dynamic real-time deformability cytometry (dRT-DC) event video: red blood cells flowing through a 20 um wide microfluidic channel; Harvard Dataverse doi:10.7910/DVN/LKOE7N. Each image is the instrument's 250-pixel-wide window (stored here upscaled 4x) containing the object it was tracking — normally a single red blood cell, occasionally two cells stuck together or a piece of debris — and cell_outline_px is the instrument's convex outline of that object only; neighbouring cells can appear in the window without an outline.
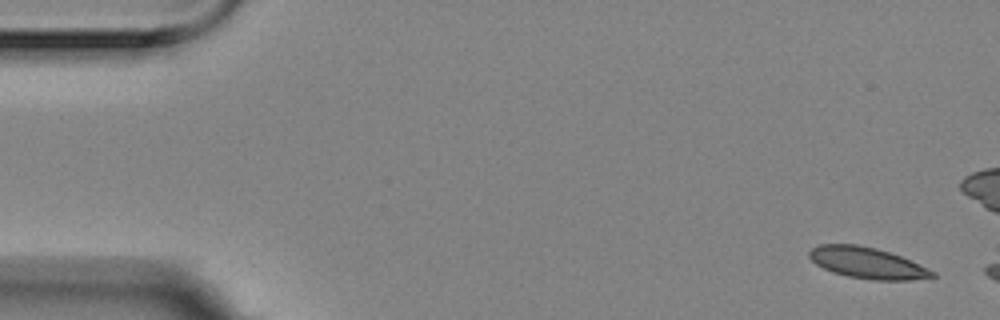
{"species": "Egyptian fruit bat (a non-hibernating species)", "species_latin": "Rousettus aegyptiacus", "temperature_condition": "room temperature", "stored_images_in_passage": 4, "camera_frame_rate_fps": 3000, "um_per_image_px": 0.085, "animal": {"sex": "female"}, "frame": {"image": 1, "passage_image": 1, "time_ms": 0.0, "image_size_px": [1000, 320], "cell_outline_px": [[936, 276], [908, 280], [872, 280], [848, 276], [832, 272], [816, 264], [808, 256], [808, 252], [812, 248], [820, 244], [856, 244], [876, 248], [900, 256], [936, 272]], "centroid_in_image_um": [73.68, 22.34], "position_along_channel_um": 11.3, "area_um2": 22.14}}